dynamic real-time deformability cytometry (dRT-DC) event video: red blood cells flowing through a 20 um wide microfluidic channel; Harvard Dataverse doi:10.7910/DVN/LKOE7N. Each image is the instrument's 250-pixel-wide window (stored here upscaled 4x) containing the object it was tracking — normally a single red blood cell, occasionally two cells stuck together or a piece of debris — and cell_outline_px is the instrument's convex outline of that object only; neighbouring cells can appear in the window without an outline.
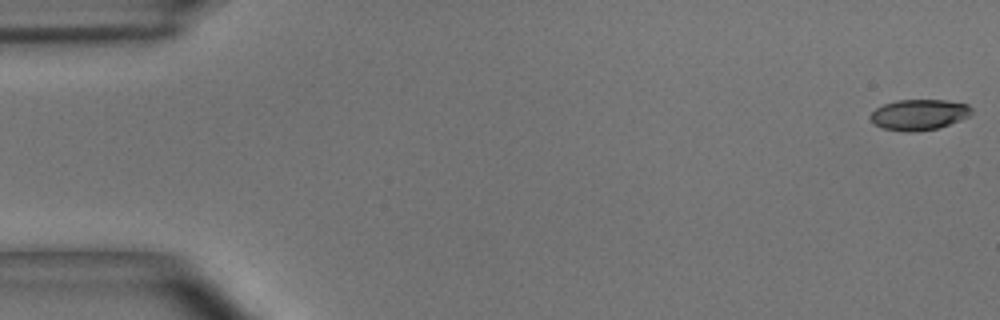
{"species": "common noctule bat (a hibernating species)", "species_latin": "Nyctalus noctula", "temperature_condition": "room temperature", "stored_images_in_passage": 53, "camera_frame_rate_fps": 3000, "um_per_image_px": 0.085, "animal": {"sex": "male", "body_mass_g": 15.6}, "frame": {"image": 1, "passage_image": 1, "time_ms": 0.0, "image_size_px": [1000, 320], "cell_outline_px": [[972, 112], [968, 116], [960, 120], [936, 128], [916, 132], [904, 132], [884, 128], [872, 124], [868, 116], [876, 108], [884, 104], [896, 100], [944, 100], [968, 104], [972, 108]], "centroid_in_image_um": [78.07, 9.75], "position_along_channel_um": 6.9, "area_um2": 18.15}}
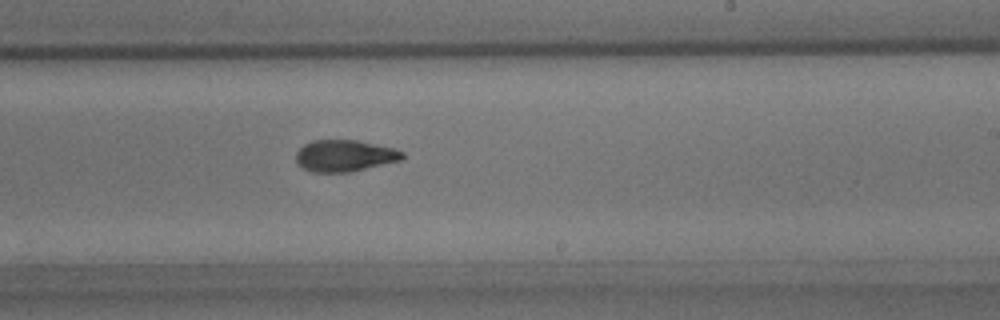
{"frame": {"image": 2, "passage_image": 33, "time_ms": 10.667, "image_size_px": [1000, 320], "cell_outline_px": [[404, 156], [400, 160], [348, 172], [312, 172], [296, 164], [296, 152], [304, 144], [312, 140], [356, 140], [392, 148], [404, 152]], "centroid_in_image_um": [29.24, 13.23], "position_along_channel_um": 259.8, "area_um2": 19.36}}
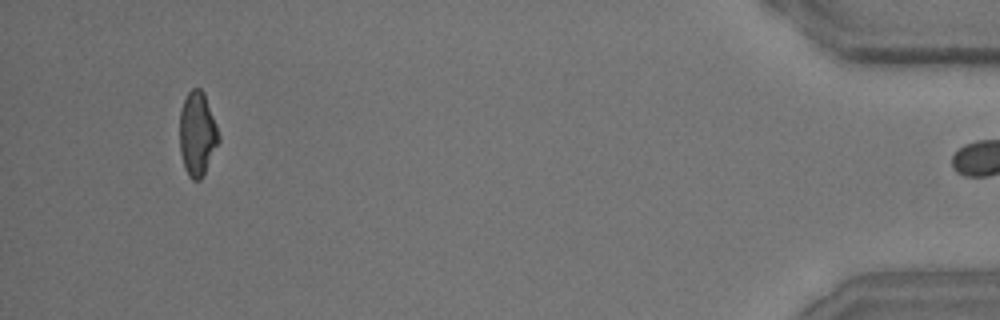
{"frame": {"image": 3, "passage_image": 52, "time_ms": 17.0, "image_size_px": [1000, 320], "cell_outline_px": [[220, 140], [200, 180], [192, 180], [188, 176], [184, 168], [180, 152], [180, 112], [184, 100], [188, 92], [192, 88], [200, 88], [204, 92], [216, 124], [220, 136]], "centroid_in_image_um": [16.76, 11.37], "position_along_channel_um": 418.4, "area_um2": 19.02}, "authors_computed_cell_mechanics": {"area_um2": 19.8254, "velocity_mm_per_s": 3.6579, "shape_relaxation_time_tau1_ms": 4.5657, "shape_relaxation_time_tau2_ms": 2.7067, "deformation_change_tau1": 0.157, "deformation_change_tau2": 0.0949}}